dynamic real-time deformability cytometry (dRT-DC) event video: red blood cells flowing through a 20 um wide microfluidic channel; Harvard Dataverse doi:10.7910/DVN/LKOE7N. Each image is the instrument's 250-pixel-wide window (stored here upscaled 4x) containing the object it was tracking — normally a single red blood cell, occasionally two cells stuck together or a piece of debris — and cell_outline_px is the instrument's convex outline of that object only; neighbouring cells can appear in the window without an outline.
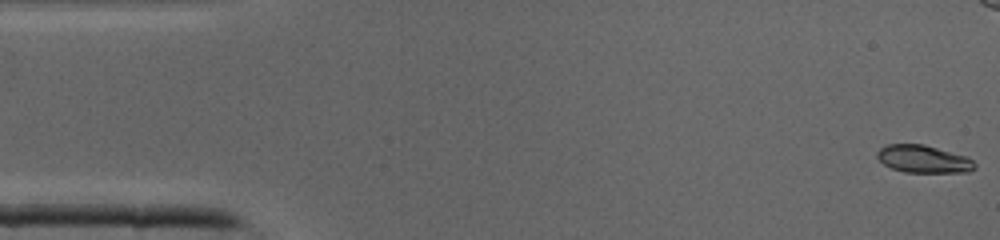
{"species": "common noctule bat (a hibernating species)", "species_latin": "Nyctalus noctula", "temperature_condition": "cold", "stored_images_in_passage": 42, "camera_frame_rate_fps": 3000, "um_per_image_px": 0.085, "animal": {"sex": "male", "body_mass_g": 19.0, "forearm_length_mm": 50.8}, "frame": {"image": 1, "passage_image": 1, "time_ms": 0.0, "image_size_px": [1000, 240], "cell_outline_px": [[976, 168], [968, 172], [904, 172], [892, 168], [884, 164], [876, 156], [876, 152], [880, 148], [888, 144], [924, 144], [964, 156], [972, 160], [976, 164]], "centroid_in_image_um": [78.47, 13.52], "position_along_channel_um": 6.5, "area_um2": 15.55}}
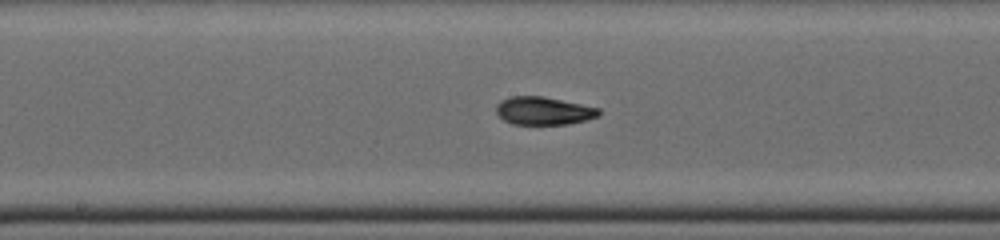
{"frame": {"image": 2, "passage_image": 21, "time_ms": 6.667, "image_size_px": [1000, 240], "cell_outline_px": [[600, 116], [568, 124], [512, 124], [504, 120], [496, 112], [496, 104], [500, 100], [512, 96], [544, 96], [600, 108]], "centroid_in_image_um": [46.2, 9.41], "position_along_channel_um": 202.0, "area_um2": 16.76}}
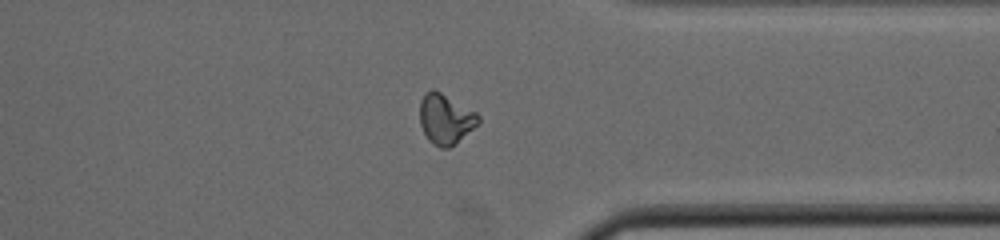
{"frame": {"image": 3, "passage_image": 32, "time_ms": 10.333, "image_size_px": [1000, 240], "cell_outline_px": [[480, 124], [456, 144], [448, 148], [440, 148], [432, 144], [428, 140], [420, 124], [420, 100], [424, 92], [432, 88], [440, 92], [476, 112], [480, 116]], "centroid_in_image_um": [37.88, 10.13], "position_along_channel_um": 373.5, "area_um2": 17.4}}